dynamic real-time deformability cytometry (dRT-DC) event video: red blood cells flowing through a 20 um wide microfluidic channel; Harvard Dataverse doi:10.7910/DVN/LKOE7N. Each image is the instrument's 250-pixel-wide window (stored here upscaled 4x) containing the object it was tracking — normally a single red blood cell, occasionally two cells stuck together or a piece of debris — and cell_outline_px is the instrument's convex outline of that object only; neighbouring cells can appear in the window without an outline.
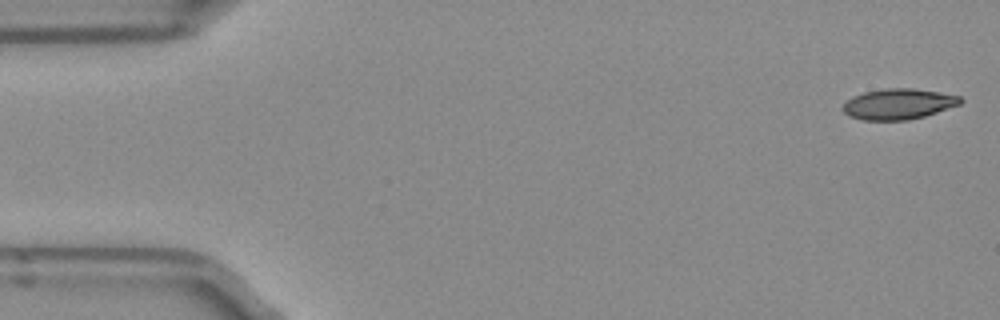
{"species": "Egyptian fruit bat (a non-hibernating species)", "species_latin": "Rousettus aegyptiacus", "temperature_condition": "room temperature", "stored_images_in_passage": 5, "camera_frame_rate_fps": 3000, "um_per_image_px": 0.085, "frame": {"image": 1, "passage_image": 1, "time_ms": 0.0, "image_size_px": [1000, 320], "cell_outline_px": [[964, 100], [960, 104], [924, 116], [904, 120], [864, 120], [848, 116], [844, 112], [844, 104], [852, 96], [864, 92], [888, 88], [916, 88], [940, 92], [960, 96]], "centroid_in_image_um": [76.38, 8.83], "position_along_channel_um": 8.6, "area_um2": 20.87}}
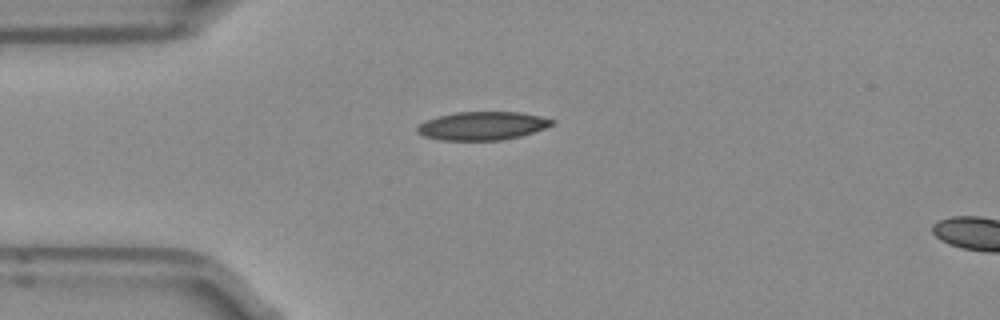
{"frame": {"image": 2, "passage_image": 4, "time_ms": 1.0, "image_size_px": [1000, 320], "cell_outline_px": [[556, 124], [520, 136], [500, 140], [444, 140], [424, 136], [416, 132], [416, 128], [420, 124], [428, 120], [440, 116], [456, 112], [520, 112], [540, 116], [556, 120]], "centroid_in_image_um": [41.04, 10.69], "position_along_channel_um": 44.0, "area_um2": 22.08}}